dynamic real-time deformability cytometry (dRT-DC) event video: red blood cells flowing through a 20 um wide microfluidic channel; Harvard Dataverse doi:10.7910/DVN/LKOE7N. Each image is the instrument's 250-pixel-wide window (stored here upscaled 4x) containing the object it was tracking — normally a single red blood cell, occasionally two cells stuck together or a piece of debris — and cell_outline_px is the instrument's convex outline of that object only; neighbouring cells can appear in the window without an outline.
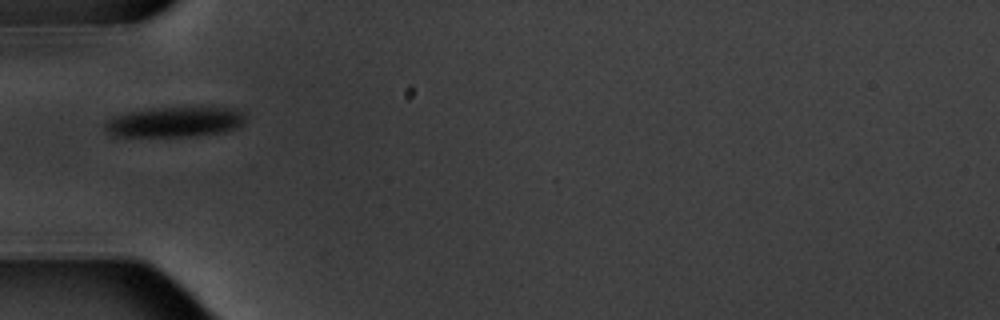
{"species": "common noctule bat (a hibernating species)", "species_latin": "Nyctalus noctula", "temperature_condition": "warm", "stored_images_in_passage": 11, "camera_frame_rate_fps": 3000, "um_per_image_px": 0.085, "animal": {"sex": "male", "body_mass_g": 20.1, "forearm_length_mm": 53.5}, "frame": {"image": 1, "passage_image": 1, "time_ms": 0.0, "image_size_px": [1000, 320], "cell_outline_px": [[244, 124], [236, 128], [224, 132], [196, 136], [112, 136], [104, 128], [104, 124], [112, 116], [128, 112], [152, 108], [236, 108], [244, 112]], "centroid_in_image_um": [14.86, 10.37], "position_along_channel_um": 70.1, "area_um2": 24.74}}
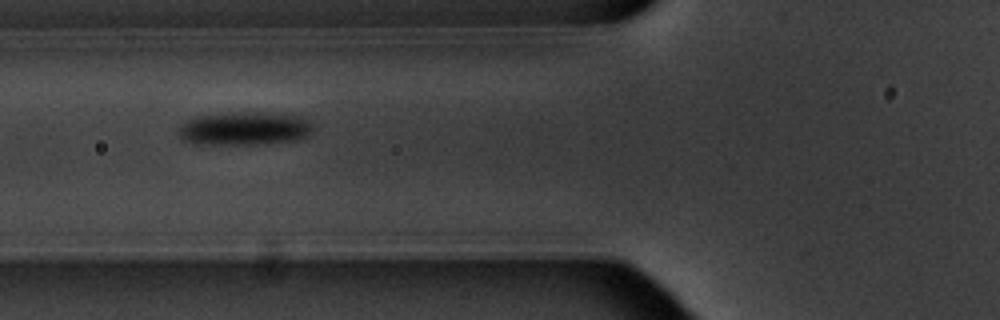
{"frame": {"image": 2, "passage_image": 2, "time_ms": 1.0, "image_size_px": [1000, 320], "cell_outline_px": [[312, 128], [308, 136], [296, 140], [264, 144], [196, 144], [184, 140], [180, 136], [180, 128], [188, 120], [200, 116], [228, 112], [268, 112], [300, 116], [308, 120]], "centroid_in_image_um": [20.83, 10.92], "position_along_channel_um": 105.0, "area_um2": 26.07}}
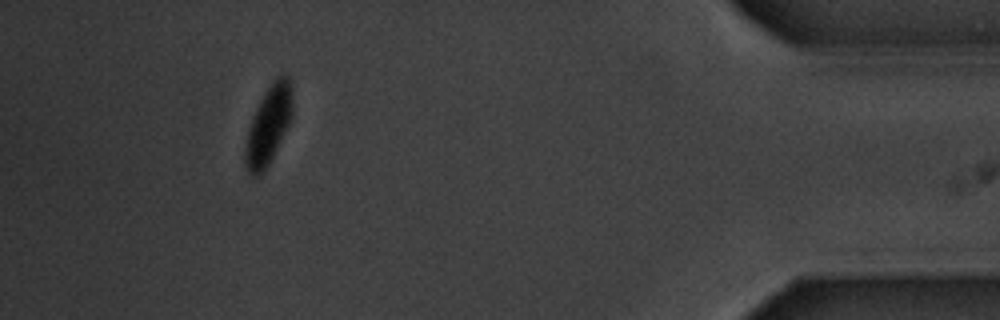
{"frame": {"image": 3, "passage_image": 10, "time_ms": 11.333, "image_size_px": [1000, 320], "cell_outline_px": [[292, 116], [268, 164], [256, 176], [252, 176], [248, 172], [244, 164], [244, 148], [248, 128], [252, 116], [264, 92], [276, 76], [280, 72], [284, 72], [288, 76], [292, 88]], "centroid_in_image_um": [22.8, 10.56], "position_along_channel_um": 412.4, "area_um2": 21.44}, "authors_computed_cell_mechanics": {"area_um2": 24.7384, "velocity_mm_per_s": 3.5045, "shape_relaxation_time_tau1_ms": 2.5401, "shape_relaxation_time_tau2_ms": null, "deformation_change_tau1": 0.0891, "deformation_change_tau2": null}}